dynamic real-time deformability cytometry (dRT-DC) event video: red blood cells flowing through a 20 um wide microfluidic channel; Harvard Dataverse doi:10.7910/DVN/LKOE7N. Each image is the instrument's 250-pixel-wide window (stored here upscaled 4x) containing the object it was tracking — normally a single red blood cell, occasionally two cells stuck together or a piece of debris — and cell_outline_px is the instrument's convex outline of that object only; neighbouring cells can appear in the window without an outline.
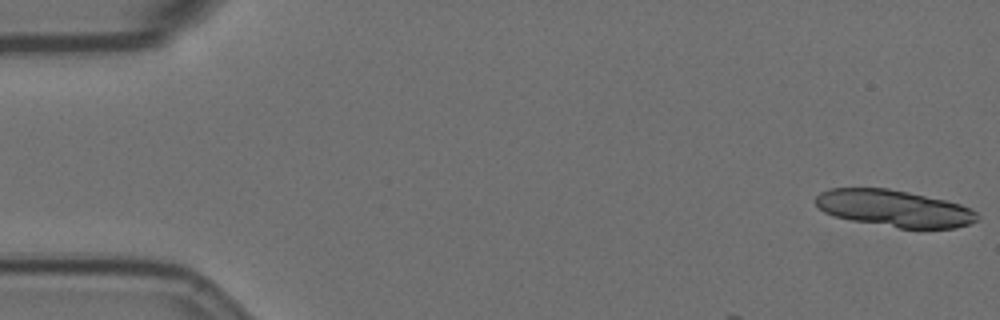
{"species": "Egyptian fruit bat (a non-hibernating species)", "species_latin": "Rousettus aegyptiacus", "temperature_condition": "room temperature", "stored_images_in_passage": 6, "camera_frame_rate_fps": 3000, "um_per_image_px": 0.085, "animal": {"sex": "female"}, "frame": {"image": 1, "passage_image": 1, "time_ms": 0.0, "image_size_px": [1000, 320], "cell_outline_px": [[980, 216], [976, 220], [968, 224], [956, 228], [900, 228], [852, 220], [832, 216], [824, 212], [816, 204], [816, 196], [820, 192], [828, 188], [888, 188], [908, 192], [944, 200], [960, 204], [976, 212]], "centroid_in_image_um": [75.98, 17.71], "position_along_channel_um": 9.0, "area_um2": 34.45}}